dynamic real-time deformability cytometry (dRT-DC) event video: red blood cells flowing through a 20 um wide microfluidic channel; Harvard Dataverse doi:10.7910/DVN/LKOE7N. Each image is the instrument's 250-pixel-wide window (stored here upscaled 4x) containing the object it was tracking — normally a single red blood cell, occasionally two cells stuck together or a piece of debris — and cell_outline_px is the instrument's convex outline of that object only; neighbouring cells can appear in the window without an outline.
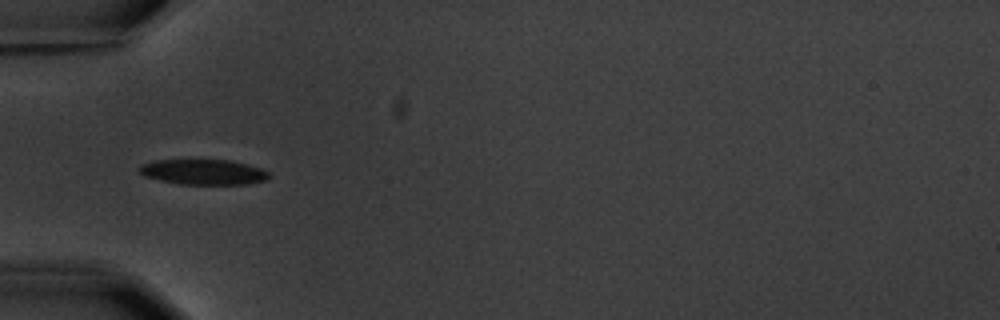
{"species": "common noctule bat (a hibernating species)", "species_latin": "Nyctalus noctula", "temperature_condition": "warm", "stored_images_in_passage": 7, "camera_frame_rate_fps": 3000, "um_per_image_px": 0.085, "animal": {"sex": "male", "body_mass_g": 20.1, "forearm_length_mm": 53.5}, "frame": {"image": 1, "passage_image": 5, "time_ms": 5.667, "image_size_px": [1000, 320], "cell_outline_px": [[268, 180], [248, 184], [180, 184], [160, 180], [144, 176], [136, 168], [140, 164], [156, 160], [228, 160], [260, 168], [268, 172]], "centroid_in_image_um": [17.24, 14.62], "position_along_channel_um": 67.8, "area_um2": 19.02}}
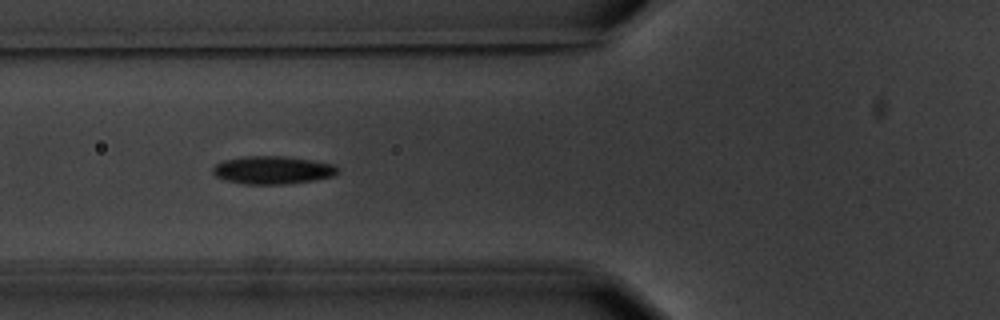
{"frame": {"image": 2, "passage_image": 6, "time_ms": 6.667, "image_size_px": [1000, 320], "cell_outline_px": [[340, 172], [332, 176], [312, 180], [284, 184], [244, 184], [224, 180], [216, 176], [212, 172], [212, 168], [216, 164], [224, 160], [244, 156], [284, 156], [312, 160], [332, 164]], "centroid_in_image_um": [23.13, 14.45], "position_along_channel_um": 102.7, "area_um2": 20.23}}